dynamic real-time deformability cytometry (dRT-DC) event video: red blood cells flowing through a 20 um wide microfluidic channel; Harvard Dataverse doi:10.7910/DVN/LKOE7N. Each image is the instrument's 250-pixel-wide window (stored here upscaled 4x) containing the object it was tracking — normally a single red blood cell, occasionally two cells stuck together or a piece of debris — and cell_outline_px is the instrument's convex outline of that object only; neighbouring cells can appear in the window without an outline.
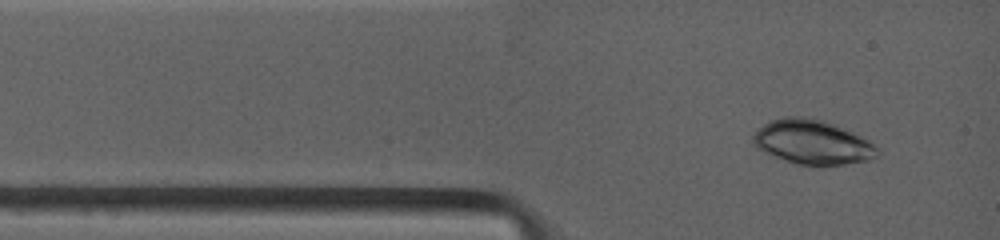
{"species": "common noctule bat (a hibernating species)", "species_latin": "Nyctalus noctula", "temperature_condition": "warm", "stored_images_in_passage": 4, "camera_frame_rate_fps": 4500, "um_per_image_px": 0.085, "animal": {"sex": "female", "body_mass_g": 19.0, "forearm_length_mm": 53.3}, "frame": {"image": 1, "passage_image": 1, "time_ms": 0.0, "image_size_px": [1000, 240], "cell_outline_px": [[880, 152], [876, 156], [868, 160], [824, 168], [796, 164], [764, 152], [756, 148], [752, 144], [752, 136], [764, 124], [772, 120], [784, 116], [796, 116], [824, 120], [868, 140]], "centroid_in_image_um": [69.03, 12.12], "position_along_channel_um": 16.0, "area_um2": 32.25}}
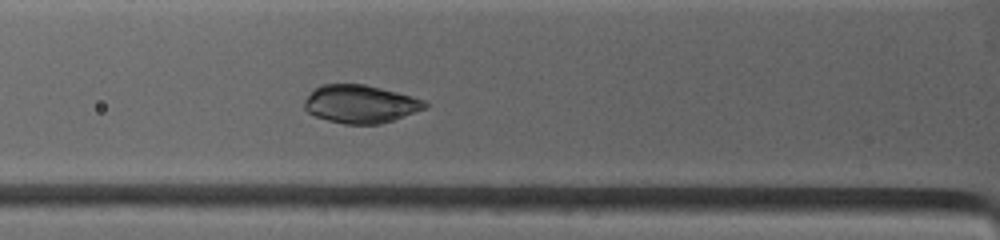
{"frame": {"image": 2, "passage_image": 4, "time_ms": 2.667, "image_size_px": [1000, 240], "cell_outline_px": [[428, 104], [424, 108], [392, 120], [380, 124], [344, 124], [328, 120], [316, 116], [308, 112], [304, 108], [304, 104], [308, 96], [316, 88], [324, 84], [364, 84], [396, 92], [424, 100]], "centroid_in_image_um": [30.61, 8.84], "position_along_channel_um": 95.2, "area_um2": 26.18}}